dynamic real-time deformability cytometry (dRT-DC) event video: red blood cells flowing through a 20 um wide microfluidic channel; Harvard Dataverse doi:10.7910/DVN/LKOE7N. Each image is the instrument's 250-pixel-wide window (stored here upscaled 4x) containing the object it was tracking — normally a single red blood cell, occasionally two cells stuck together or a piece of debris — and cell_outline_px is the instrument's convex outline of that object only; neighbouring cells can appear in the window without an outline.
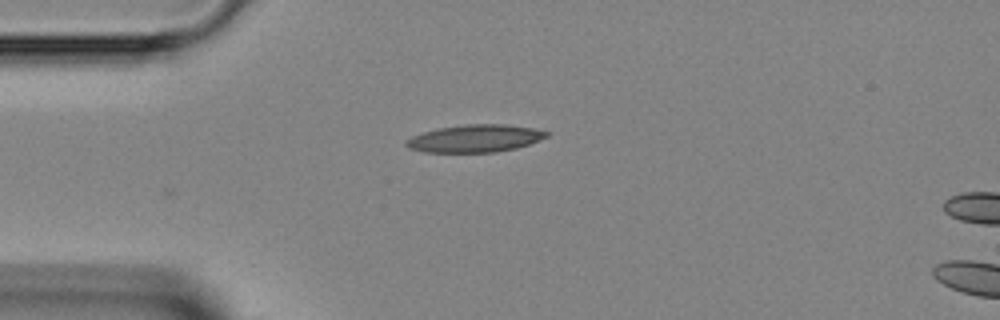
{"species": "Egyptian fruit bat (a non-hibernating species)", "species_latin": "Rousettus aegyptiacus", "temperature_condition": "room temperature", "stored_images_in_passage": 25, "camera_frame_rate_fps": 3000, "um_per_image_px": 0.085, "animal": {"sex": "female"}, "frame": {"image": 1, "passage_image": 1, "time_ms": 0.0, "image_size_px": [1000, 320], "cell_outline_px": [[548, 136], [528, 144], [516, 148], [496, 152], [424, 152], [408, 148], [404, 144], [404, 140], [412, 136], [424, 132], [440, 128], [464, 124], [504, 124], [532, 128], [548, 132]], "centroid_in_image_um": [40.33, 11.77], "position_along_channel_um": 44.7, "area_um2": 22.37}}
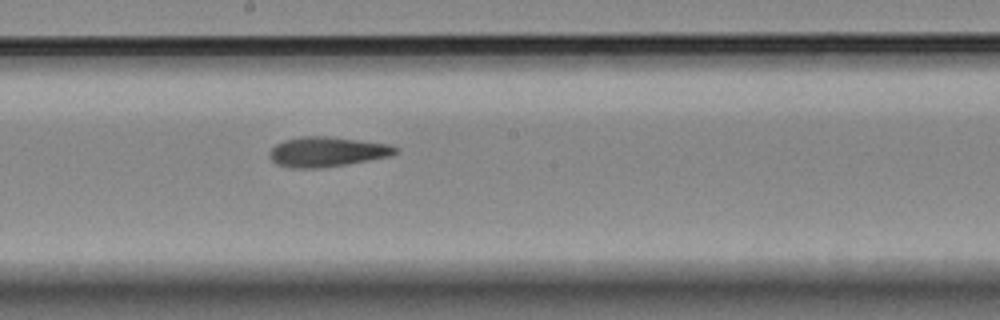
{"frame": {"image": 2, "passage_image": 14, "time_ms": 4.333, "image_size_px": [1000, 320], "cell_outline_px": [[400, 148], [392, 156], [320, 168], [288, 168], [276, 164], [272, 160], [272, 148], [276, 144], [284, 140], [300, 136], [328, 136], [388, 144]], "centroid_in_image_um": [27.81, 12.9], "position_along_channel_um": 220.4, "area_um2": 21.73}}
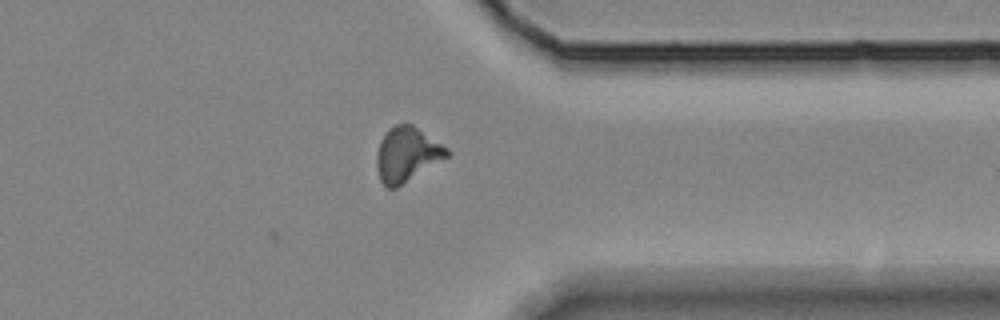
{"frame": {"image": 3, "passage_image": 25, "time_ms": 8.0, "image_size_px": [1000, 320], "cell_outline_px": [[452, 156], [396, 188], [388, 188], [380, 180], [376, 168], [376, 152], [380, 140], [388, 128], [396, 124], [412, 124], [448, 148], [452, 152]], "centroid_in_image_um": [34.61, 13.13], "position_along_channel_um": 376.8, "area_um2": 22.83}}